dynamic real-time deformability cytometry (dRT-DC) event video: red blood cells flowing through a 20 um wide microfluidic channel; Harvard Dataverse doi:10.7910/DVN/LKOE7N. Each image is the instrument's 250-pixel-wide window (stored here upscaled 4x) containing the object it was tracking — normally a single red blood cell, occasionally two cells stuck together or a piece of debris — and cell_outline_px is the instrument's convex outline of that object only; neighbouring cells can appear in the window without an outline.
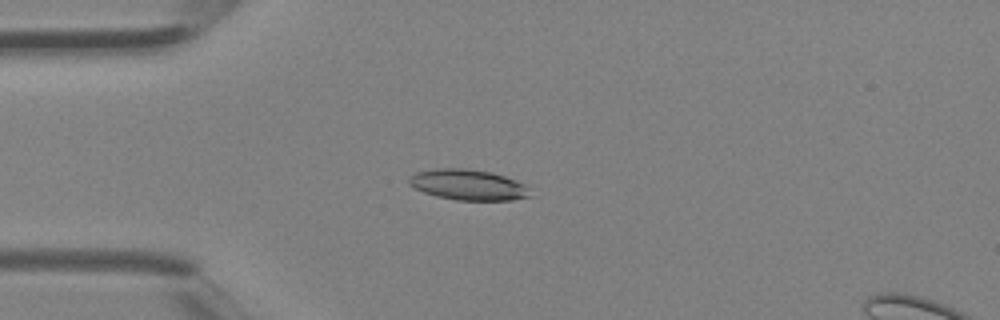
{"species": "Egyptian fruit bat (a non-hibernating species)", "species_latin": "Rousettus aegyptiacus", "temperature_condition": "room temperature", "stored_images_in_passage": 3, "camera_frame_rate_fps": 3000, "um_per_image_px": 0.085, "animal": {"sex": "female"}, "frame": {"image": 1, "passage_image": 3, "time_ms": 0.667, "image_size_px": [1000, 320], "cell_outline_px": [[532, 196], [512, 200], [456, 200], [436, 196], [424, 192], [408, 184], [408, 176], [416, 172], [436, 168], [464, 168], [492, 172], [504, 176], [524, 184]], "centroid_in_image_um": [39.76, 15.7], "position_along_channel_um": 45.2, "area_um2": 21.62}}